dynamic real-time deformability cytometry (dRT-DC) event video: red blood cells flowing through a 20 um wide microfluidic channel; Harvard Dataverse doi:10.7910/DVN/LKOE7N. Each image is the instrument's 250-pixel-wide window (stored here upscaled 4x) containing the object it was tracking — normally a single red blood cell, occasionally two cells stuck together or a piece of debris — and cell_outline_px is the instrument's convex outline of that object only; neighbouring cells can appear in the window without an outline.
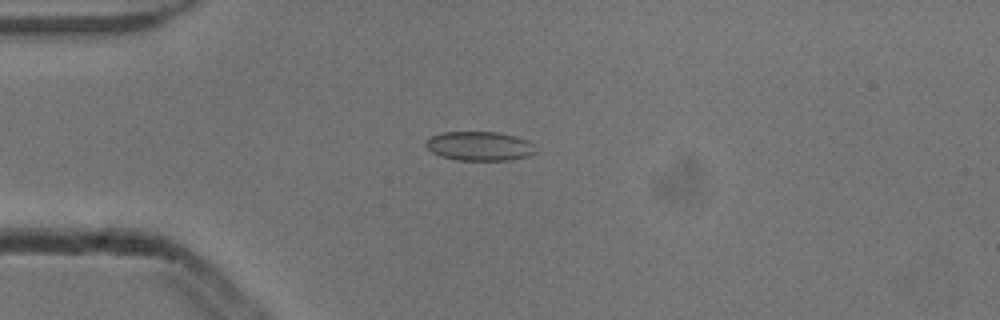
{"species": "common noctule bat (a hibernating species)", "species_latin": "Nyctalus noctula", "temperature_condition": "cold", "stored_images_in_passage": 7, "camera_frame_rate_fps": 3000, "um_per_image_px": 0.085, "animal": {"sex": "male", "body_mass_g": 13.3}, "frame": {"image": 1, "passage_image": 4, "time_ms": 1.0, "image_size_px": [1000, 320], "cell_outline_px": [[536, 152], [532, 156], [508, 160], [456, 160], [440, 156], [432, 152], [424, 144], [424, 140], [440, 132], [496, 132], [516, 136], [528, 140], [536, 144]], "centroid_in_image_um": [40.79, 12.42], "position_along_channel_um": 44.2, "area_um2": 19.02}}
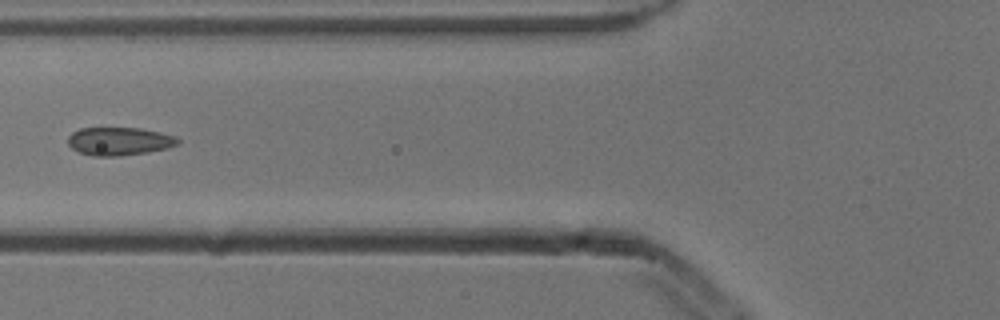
{"frame": {"image": 2, "passage_image": 6, "time_ms": 1.667, "image_size_px": [1000, 320], "cell_outline_px": [[180, 144], [168, 148], [148, 152], [120, 156], [92, 156], [76, 152], [68, 144], [68, 136], [72, 132], [80, 128], [140, 128], [160, 132], [176, 136], [180, 140]], "centroid_in_image_um": [10.14, 12.01], "position_along_channel_um": 115.7, "area_um2": 18.26}}
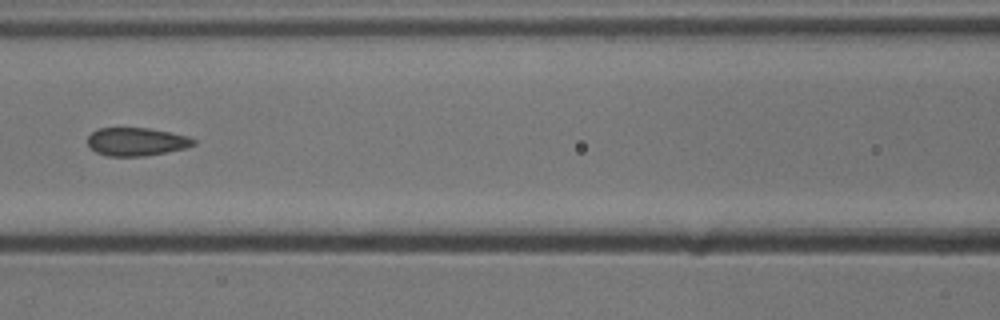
{"frame": {"image": 3, "passage_image": 7, "time_ms": 2.0, "image_size_px": [1000, 320], "cell_outline_px": [[196, 144], [188, 148], [144, 156], [108, 156], [96, 152], [88, 144], [88, 136], [92, 132], [100, 128], [148, 128], [188, 136], [196, 140]], "centroid_in_image_um": [11.63, 12.05], "position_along_channel_um": 155.0, "area_um2": 17.34}}